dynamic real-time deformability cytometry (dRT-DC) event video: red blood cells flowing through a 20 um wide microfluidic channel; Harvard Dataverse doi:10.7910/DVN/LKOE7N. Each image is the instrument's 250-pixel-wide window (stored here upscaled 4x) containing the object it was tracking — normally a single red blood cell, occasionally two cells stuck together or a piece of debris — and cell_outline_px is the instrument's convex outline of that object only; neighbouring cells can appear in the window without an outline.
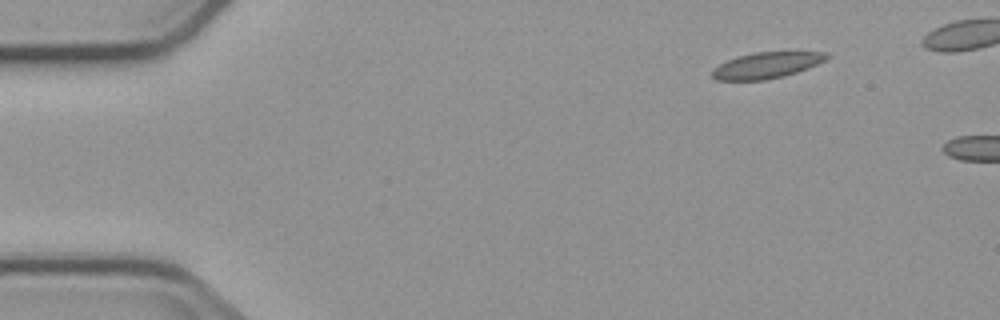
{"species": "common noctule bat (a hibernating species)", "species_latin": "Nyctalus noctula", "temperature_condition": "cold", "stored_images_in_passage": 4, "camera_frame_rate_fps": 3000, "um_per_image_px": 0.085, "animal": {"sex": "male", "body_mass_g": 23.1, "forearm_length_mm": 52.7}, "frame": {"image": 1, "passage_image": 4, "time_ms": 4.667, "image_size_px": [1000, 320], "cell_outline_px": [[832, 56], [808, 68], [784, 76], [764, 80], [716, 80], [712, 76], [712, 68], [736, 56], [756, 52], [828, 52]], "centroid_in_image_um": [65.15, 5.54], "position_along_channel_um": 19.8, "area_um2": 17.34}}